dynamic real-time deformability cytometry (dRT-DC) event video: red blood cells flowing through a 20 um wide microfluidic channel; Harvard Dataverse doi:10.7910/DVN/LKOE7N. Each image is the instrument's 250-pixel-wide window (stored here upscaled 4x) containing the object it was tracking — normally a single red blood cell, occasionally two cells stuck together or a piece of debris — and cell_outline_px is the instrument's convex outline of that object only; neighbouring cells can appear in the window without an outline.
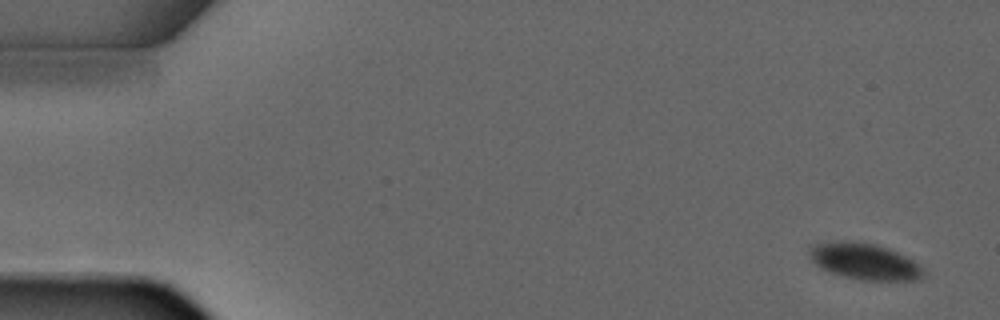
{"species": "common noctule bat (a hibernating species)", "species_latin": "Nyctalus noctula", "temperature_condition": "warm", "stored_images_in_passage": 4, "camera_frame_rate_fps": 3000, "um_per_image_px": 0.085, "animal": {"sex": "male", "forearm_length_mm": 52.5}, "frame": {"image": 1, "passage_image": 1, "time_ms": 0.0, "image_size_px": [1000, 320], "cell_outline_px": [[920, 280], [864, 280], [844, 276], [820, 268], [808, 256], [808, 248], [812, 244], [840, 240], [848, 240], [876, 244], [888, 248], [912, 260], [920, 268]], "centroid_in_image_um": [73.38, 22.19], "position_along_channel_um": 11.6, "area_um2": 23.81}}
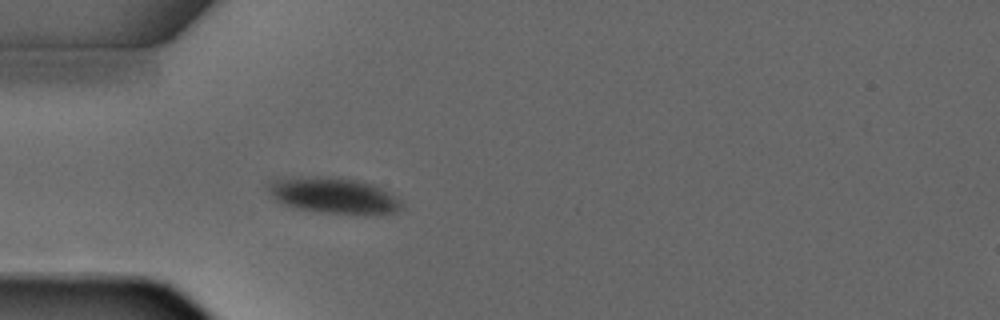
{"frame": {"image": 2, "passage_image": 4, "time_ms": 3.667, "image_size_px": [1000, 320], "cell_outline_px": [[400, 208], [396, 212], [328, 212], [296, 208], [276, 200], [268, 188], [268, 184], [276, 180], [312, 176], [356, 180], [372, 184], [388, 192], [400, 200]], "centroid_in_image_um": [28.33, 16.59], "position_along_channel_um": 56.7, "area_um2": 26.3}}